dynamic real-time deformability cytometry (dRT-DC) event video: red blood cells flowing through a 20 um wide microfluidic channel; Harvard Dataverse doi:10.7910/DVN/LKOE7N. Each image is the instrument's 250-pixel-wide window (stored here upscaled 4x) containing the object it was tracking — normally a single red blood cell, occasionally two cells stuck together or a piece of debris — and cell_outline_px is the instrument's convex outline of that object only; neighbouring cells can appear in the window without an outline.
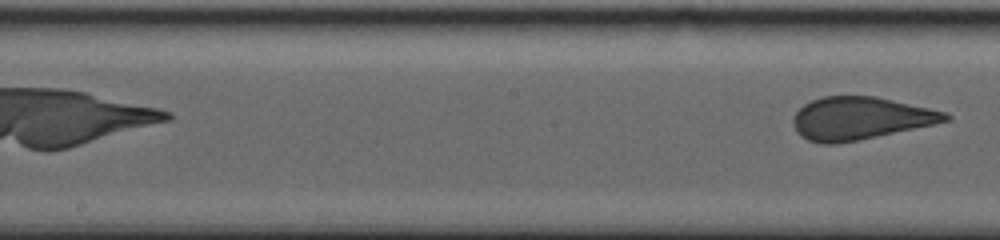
{"species": "human", "species_latin": "Homo sapiens", "temperature_condition": "warm", "stored_images_in_passage": 17, "camera_frame_rate_fps": 3000, "um_per_image_px": 0.085, "donor": {"sex": "male"}, "frame": {"image": 1, "passage_image": 17, "time_ms": 12.667, "image_size_px": [1000, 240], "cell_outline_px": [[952, 120], [860, 140], [836, 144], [824, 144], [808, 140], [800, 136], [792, 120], [796, 112], [804, 104], [820, 96], [876, 96], [948, 112], [952, 116]], "centroid_in_image_um": [73.14, 10.05], "position_along_channel_um": 175.1, "area_um2": 37.92}}